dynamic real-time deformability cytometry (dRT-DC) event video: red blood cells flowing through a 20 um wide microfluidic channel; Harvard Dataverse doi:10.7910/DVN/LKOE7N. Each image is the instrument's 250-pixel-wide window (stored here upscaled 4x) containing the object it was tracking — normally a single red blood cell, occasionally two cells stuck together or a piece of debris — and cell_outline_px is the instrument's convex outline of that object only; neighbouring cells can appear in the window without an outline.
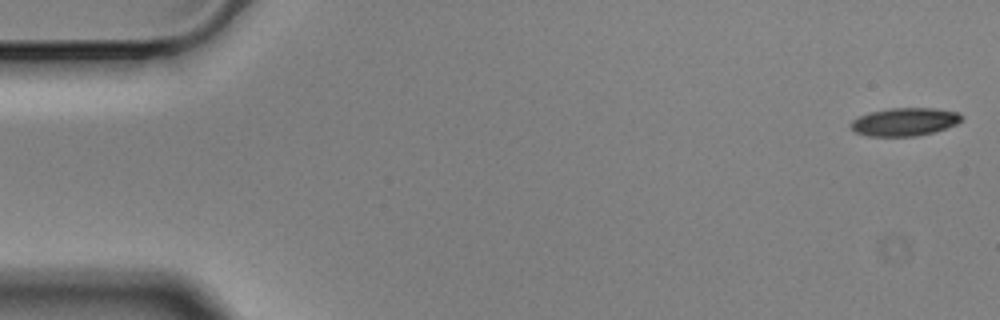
{"species": "Egyptian fruit bat (a non-hibernating species)", "species_latin": "Rousettus aegyptiacus", "temperature_condition": "cold", "stored_images_in_passage": 5, "camera_frame_rate_fps": 3000, "um_per_image_px": 0.085, "animal": {"sex": "male"}, "frame": {"image": 1, "passage_image": 1, "time_ms": 0.0, "image_size_px": [1000, 320], "cell_outline_px": [[964, 116], [956, 124], [932, 132], [916, 136], [868, 136], [856, 132], [848, 124], [852, 120], [868, 112], [888, 108], [932, 108], [956, 112]], "centroid_in_image_um": [76.84, 10.35], "position_along_channel_um": 8.2, "area_um2": 17.98}}